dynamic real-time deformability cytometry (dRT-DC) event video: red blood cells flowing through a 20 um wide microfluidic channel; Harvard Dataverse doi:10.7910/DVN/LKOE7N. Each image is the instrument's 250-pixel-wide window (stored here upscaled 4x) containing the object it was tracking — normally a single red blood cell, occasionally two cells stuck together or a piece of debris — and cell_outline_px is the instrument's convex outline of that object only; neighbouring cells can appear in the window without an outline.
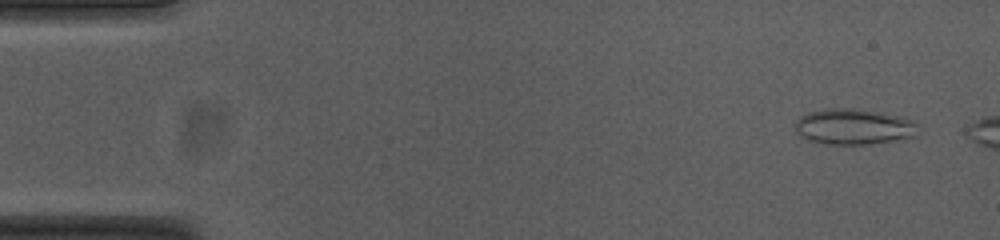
{"species": "common noctule bat (a hibernating species)", "species_latin": "Nyctalus noctula", "temperature_condition": "cold", "stored_images_in_passage": 8, "camera_frame_rate_fps": 3000, "um_per_image_px": 0.085, "animal": {"sex": "female", "body_mass_g": 23.0, "forearm_length_mm": 53.4}, "frame": {"image": 1, "passage_image": 3, "time_ms": 0.667, "image_size_px": [1000, 240], "cell_outline_px": [[920, 124], [916, 136], [896, 140], [868, 144], [824, 144], [808, 140], [800, 136], [796, 132], [796, 120], [800, 116], [808, 112], [828, 108], [852, 108], [880, 112], [904, 116]], "centroid_in_image_um": [72.6, 10.76], "position_along_channel_um": 12.4, "area_um2": 25.95}}